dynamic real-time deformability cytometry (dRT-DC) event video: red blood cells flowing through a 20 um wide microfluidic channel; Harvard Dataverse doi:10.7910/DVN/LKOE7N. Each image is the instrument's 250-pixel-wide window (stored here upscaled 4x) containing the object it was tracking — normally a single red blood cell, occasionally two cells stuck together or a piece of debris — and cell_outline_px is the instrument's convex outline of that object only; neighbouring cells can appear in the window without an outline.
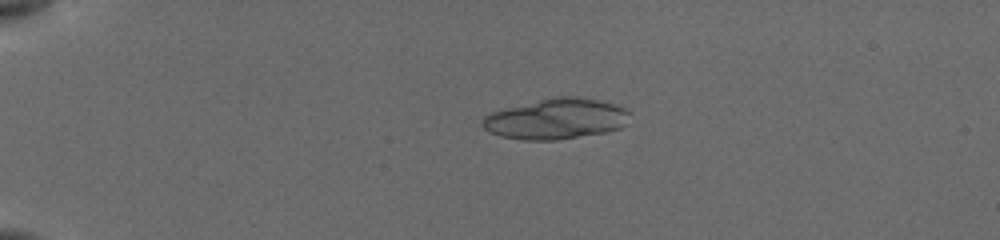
{"species": "common noctule bat (a hibernating species)", "species_latin": "Nyctalus noctula", "temperature_condition": "cold", "stored_images_in_passage": 14, "camera_frame_rate_fps": 3000, "um_per_image_px": 0.085, "animal": {"sex": "female", "body_mass_g": 19.5, "forearm_length_mm": 54.1}, "frame": {"image": 1, "passage_image": 7, "time_ms": 4.0, "image_size_px": [1000, 240], "cell_outline_px": [[628, 124], [620, 128], [604, 132], [556, 140], [524, 140], [500, 136], [484, 128], [480, 124], [480, 120], [484, 116], [492, 112], [556, 96], [576, 96], [596, 100], [612, 104], [624, 108], [628, 112]], "centroid_in_image_um": [47.25, 10.11], "position_along_channel_um": 37.7, "area_um2": 34.39}}